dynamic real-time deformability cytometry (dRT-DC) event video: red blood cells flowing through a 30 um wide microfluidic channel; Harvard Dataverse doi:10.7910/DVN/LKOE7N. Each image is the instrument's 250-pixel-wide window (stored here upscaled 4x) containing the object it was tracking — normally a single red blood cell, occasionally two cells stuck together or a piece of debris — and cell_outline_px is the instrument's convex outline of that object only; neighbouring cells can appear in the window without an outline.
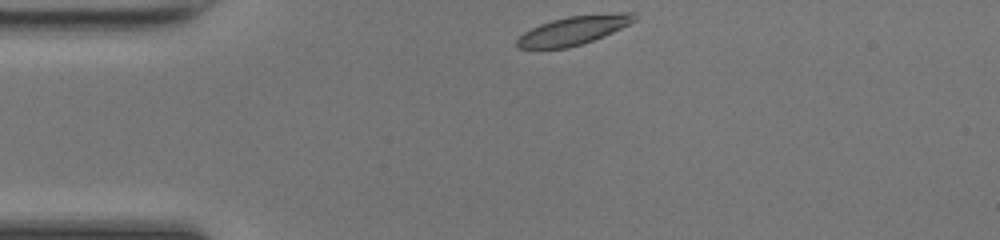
{"species": "common noctule bat (a hibernating species)", "species_latin": "Nyctalus noctula", "temperature_condition": "room temperature", "stored_images_in_passage": 32, "camera_frame_rate_fps": 3000, "um_per_image_px": 0.085, "animal": {"sex": "female", "body_mass_g": 17.0, "forearm_length_mm": 48.0}, "frame": {"image": 1, "passage_image": 1, "time_ms": 0.0, "image_size_px": [1000, 240], "cell_outline_px": [[636, 20], [604, 36], [568, 48], [516, 48], [516, 40], [524, 32], [540, 24], [552, 20], [568, 16], [620, 12], [636, 12]], "centroid_in_image_um": [48.76, 2.57], "position_along_channel_um": 36.2, "area_um2": 19.48}}
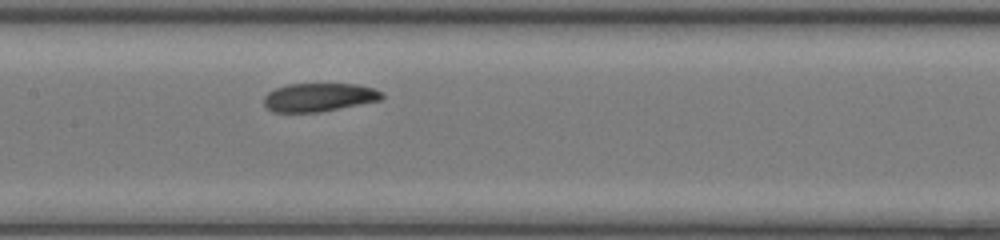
{"frame": {"image": 2, "passage_image": 14, "time_ms": 4.333, "image_size_px": [1000, 240], "cell_outline_px": [[384, 96], [380, 100], [320, 112], [272, 112], [264, 104], [264, 96], [268, 92], [276, 88], [288, 84], [356, 84], [372, 88], [384, 92]], "centroid_in_image_um": [27.11, 8.27], "position_along_channel_um": 180.3, "area_um2": 19.48}}
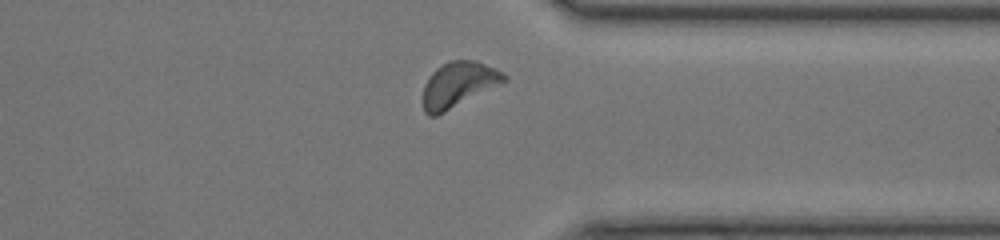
{"frame": {"image": 3, "passage_image": 28, "time_ms": 9.0, "image_size_px": [1000, 240], "cell_outline_px": [[508, 80], [436, 116], [428, 116], [424, 112], [424, 84], [428, 76], [436, 68], [448, 60], [476, 60], [504, 72], [508, 76]], "centroid_in_image_um": [38.97, 7.16], "position_along_channel_um": 372.4, "area_um2": 21.33}, "authors_computed_cell_mechanics": {"area_um2": 20.3456, "velocity_mm_per_s": 4.1869, "shape_relaxation_time_tau1_ms": 2.844, "shape_relaxation_time_tau2_ms": 4.9103, "deformation_change_tau1": 0.1308, "deformation_change_tau2": 0.1242}}